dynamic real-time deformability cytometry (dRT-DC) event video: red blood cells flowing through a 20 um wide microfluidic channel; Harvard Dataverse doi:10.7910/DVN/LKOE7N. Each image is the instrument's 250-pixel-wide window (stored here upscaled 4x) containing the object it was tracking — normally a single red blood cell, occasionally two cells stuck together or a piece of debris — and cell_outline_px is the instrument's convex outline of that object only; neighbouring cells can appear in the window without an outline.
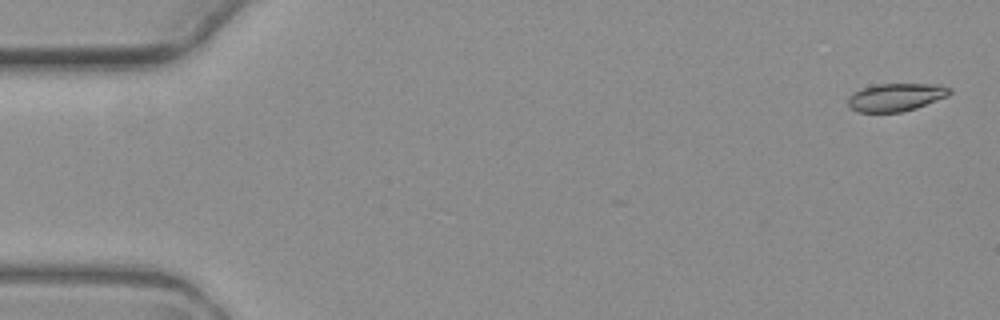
{"species": "common noctule bat (a hibernating species)", "species_latin": "Nyctalus noctula", "temperature_condition": "warm", "stored_images_in_passage": 4, "camera_frame_rate_fps": 3000, "um_per_image_px": 0.085, "animal": {"sex": "female", "body_mass_g": 19.3, "forearm_length_mm": 54.1}, "frame": {"image": 1, "passage_image": 1, "time_ms": 0.0, "image_size_px": [1000, 320], "cell_outline_px": [[952, 92], [948, 96], [916, 108], [900, 112], [856, 112], [848, 104], [848, 96], [852, 92], [876, 84], [940, 84], [952, 88]], "centroid_in_image_um": [76.17, 8.25], "position_along_channel_um": 8.8, "area_um2": 16.59}}
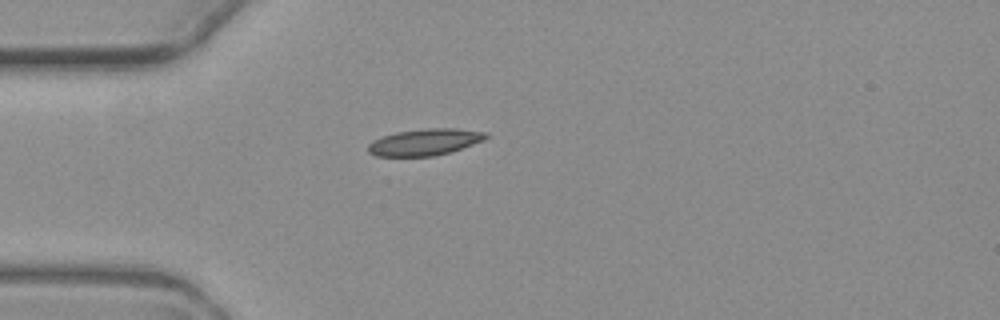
{"frame": {"image": 2, "passage_image": 4, "time_ms": 4.667, "image_size_px": [1000, 320], "cell_outline_px": [[488, 136], [484, 140], [452, 152], [436, 156], [376, 156], [368, 152], [368, 144], [372, 140], [396, 132], [428, 128], [456, 128], [488, 132]], "centroid_in_image_um": [36.13, 12.08], "position_along_channel_um": 48.9, "area_um2": 18.38}}